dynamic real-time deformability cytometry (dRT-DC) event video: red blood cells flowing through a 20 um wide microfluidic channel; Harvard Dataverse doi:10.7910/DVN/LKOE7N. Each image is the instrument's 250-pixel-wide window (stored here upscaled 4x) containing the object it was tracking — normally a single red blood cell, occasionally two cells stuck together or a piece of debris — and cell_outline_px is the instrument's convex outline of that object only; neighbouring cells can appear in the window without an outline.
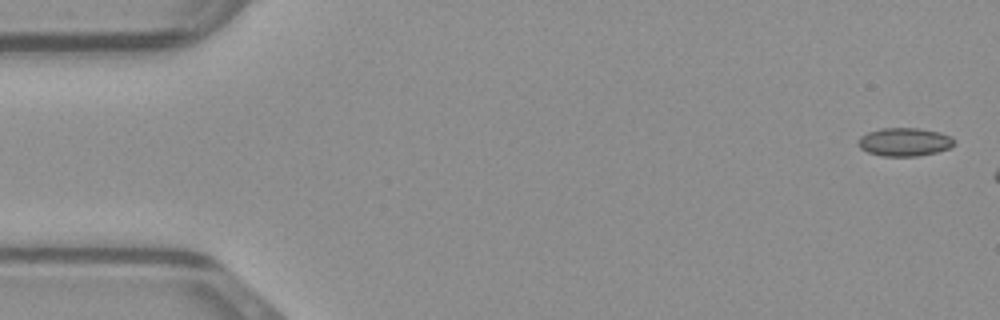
{"species": "common noctule bat (a hibernating species)", "species_latin": "Nyctalus noctula", "temperature_condition": "warm", "stored_images_in_passage": 10, "camera_frame_rate_fps": 3000, "um_per_image_px": 0.085, "animal": {"sex": "male", "body_mass_g": 23.1, "forearm_length_mm": 52.7}, "frame": {"image": 1, "passage_image": 1, "time_ms": 0.0, "image_size_px": [1000, 320], "cell_outline_px": [[956, 144], [948, 148], [936, 152], [916, 156], [884, 156], [868, 152], [860, 148], [860, 136], [868, 132], [880, 128], [916, 128], [940, 132], [952, 136], [956, 140]], "centroid_in_image_um": [76.93, 12.06], "position_along_channel_um": 8.1, "area_um2": 15.78}}